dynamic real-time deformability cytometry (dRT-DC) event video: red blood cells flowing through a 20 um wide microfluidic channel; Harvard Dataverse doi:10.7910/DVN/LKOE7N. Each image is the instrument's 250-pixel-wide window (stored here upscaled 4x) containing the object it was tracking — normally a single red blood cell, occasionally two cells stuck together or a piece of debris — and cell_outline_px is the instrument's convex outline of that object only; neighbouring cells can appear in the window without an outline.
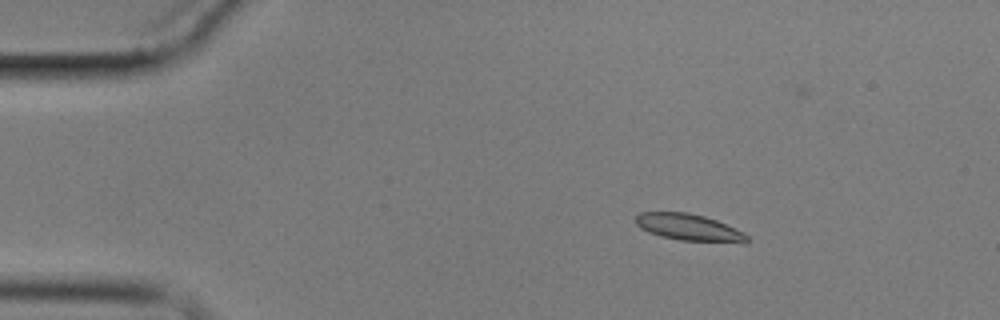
{"species": "common noctule bat (a hibernating species)", "species_latin": "Nyctalus noctula", "temperature_condition": "cold", "stored_images_in_passage": 5, "camera_frame_rate_fps": 3000, "um_per_image_px": 0.085, "animal": {"sex": "male", "body_mass_g": 17.9}, "frame": {"image": 1, "passage_image": 3, "time_ms": 2.667, "image_size_px": [1000, 320], "cell_outline_px": [[748, 244], [744, 244], [680, 240], [660, 236], [648, 232], [640, 228], [636, 224], [636, 216], [640, 212], [688, 212], [704, 216], [716, 220], [744, 232], [748, 236]], "centroid_in_image_um": [58.61, 19.35], "position_along_channel_um": 26.4, "area_um2": 17.63}}